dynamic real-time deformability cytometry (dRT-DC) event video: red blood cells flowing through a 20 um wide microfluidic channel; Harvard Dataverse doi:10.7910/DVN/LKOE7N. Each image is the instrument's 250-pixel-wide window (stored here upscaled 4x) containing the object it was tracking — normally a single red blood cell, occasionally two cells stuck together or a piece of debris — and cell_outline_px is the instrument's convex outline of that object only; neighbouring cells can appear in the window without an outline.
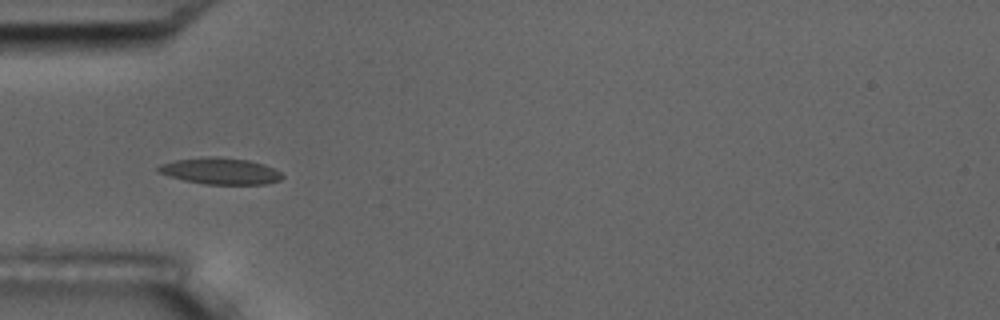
{"species": "common noctule bat (a hibernating species)", "species_latin": "Nyctalus noctula", "temperature_condition": "room temperature", "stored_images_in_passage": 6, "camera_frame_rate_fps": 3000, "um_per_image_px": 0.085, "animal": {"sex": "male", "body_mass_g": 17.5, "forearm_length_mm": 52.3}, "frame": {"image": 1, "passage_image": 5, "time_ms": 4.333, "image_size_px": [1000, 320], "cell_outline_px": [[284, 176], [280, 180], [264, 184], [204, 184], [184, 180], [156, 172], [156, 168], [160, 164], [176, 160], [208, 156], [216, 156], [248, 160], [264, 164], [280, 172]], "centroid_in_image_um": [18.7, 14.53], "position_along_channel_um": 66.3, "area_um2": 19.07}}